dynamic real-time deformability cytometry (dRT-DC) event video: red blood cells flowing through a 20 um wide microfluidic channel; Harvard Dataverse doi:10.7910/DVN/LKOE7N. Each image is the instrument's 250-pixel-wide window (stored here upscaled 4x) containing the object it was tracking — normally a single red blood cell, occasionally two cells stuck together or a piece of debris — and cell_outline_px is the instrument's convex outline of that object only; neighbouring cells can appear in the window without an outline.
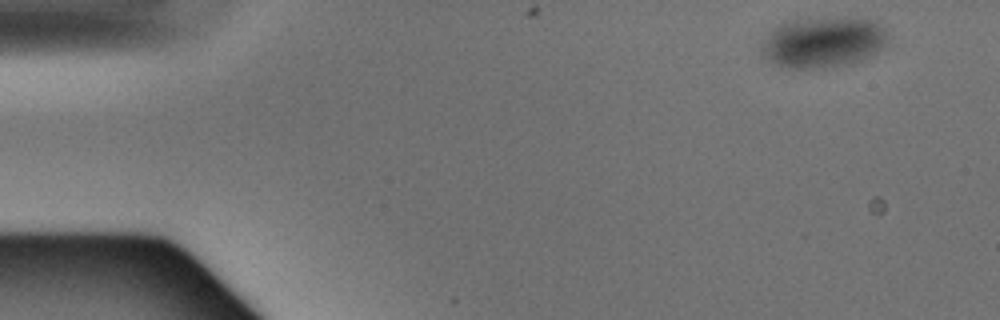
{"species": "Egyptian fruit bat (a non-hibernating species)", "species_latin": "Rousettus aegyptiacus", "temperature_condition": "warm", "stored_images_in_passage": 5, "camera_frame_rate_fps": 3000, "um_per_image_px": 0.085, "animal": {"sex": "male"}, "frame": {"image": 1, "passage_image": 1, "time_ms": 0.0, "image_size_px": [1000, 320], "cell_outline_px": [[888, 48], [856, 64], [832, 68], [788, 68], [776, 64], [768, 60], [760, 52], [760, 44], [780, 24], [796, 20], [844, 16], [848, 16], [876, 20], [888, 32]], "centroid_in_image_um": [70.1, 3.6], "position_along_channel_um": 14.9, "area_um2": 38.49}}
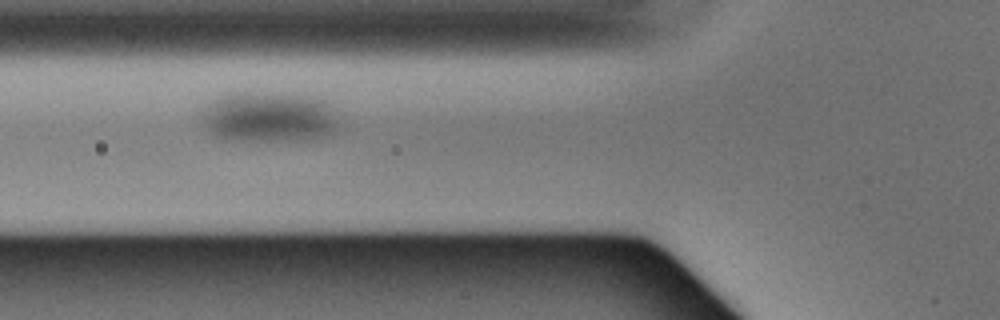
{"frame": {"image": 2, "passage_image": 5, "time_ms": 1.333, "image_size_px": [1000, 320], "cell_outline_px": [[340, 124], [332, 132], [312, 140], [224, 140], [208, 132], [204, 124], [204, 108], [212, 100], [220, 96], [232, 92], [260, 92], [324, 96]], "centroid_in_image_um": [22.89, 9.92], "position_along_channel_um": 102.9, "area_um2": 40.86}}